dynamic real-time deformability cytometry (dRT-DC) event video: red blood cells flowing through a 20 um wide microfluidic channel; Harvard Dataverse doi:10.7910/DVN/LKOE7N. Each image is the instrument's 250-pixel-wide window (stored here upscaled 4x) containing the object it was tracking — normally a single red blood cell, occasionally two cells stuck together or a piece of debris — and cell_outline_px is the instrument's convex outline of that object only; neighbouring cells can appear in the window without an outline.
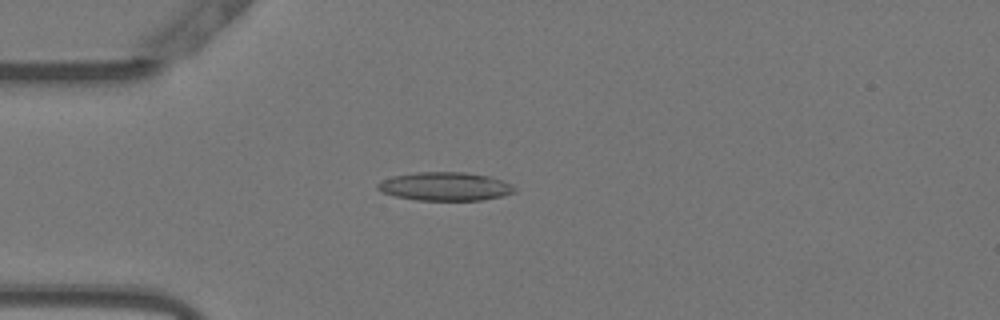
{"species": "Egyptian fruit bat (a non-hibernating species)", "species_latin": "Rousettus aegyptiacus", "temperature_condition": "warm", "stored_images_in_passage": 52, "camera_frame_rate_fps": 3000, "um_per_image_px": 0.085, "animal": {"sex": "female"}, "frame": {"image": 1, "passage_image": 13, "time_ms": 4.0, "image_size_px": [1000, 320], "cell_outline_px": [[516, 192], [504, 196], [480, 200], [416, 200], [396, 196], [384, 192], [376, 188], [376, 184], [392, 176], [416, 172], [464, 172], [488, 176], [512, 184], [516, 188]], "centroid_in_image_um": [37.86, 15.85], "position_along_channel_um": 47.1, "area_um2": 22.66}}
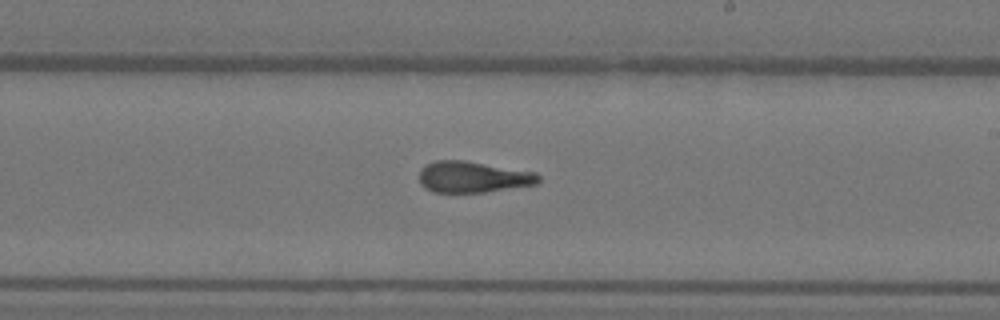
{"frame": {"image": 2, "passage_image": 30, "time_ms": 9.667, "image_size_px": [1000, 320], "cell_outline_px": [[540, 180], [536, 184], [484, 192], [432, 192], [424, 188], [420, 184], [420, 168], [436, 160], [464, 160], [536, 172], [540, 176]], "centroid_in_image_um": [40.19, 15.04], "position_along_channel_um": 248.8, "area_um2": 21.68}}
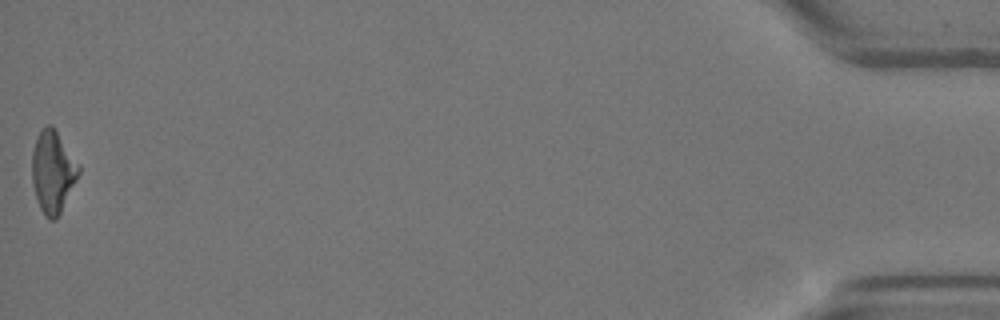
{"frame": {"image": 3, "passage_image": 52, "time_ms": 17.0, "image_size_px": [1000, 320], "cell_outline_px": [[80, 172], [56, 220], [48, 220], [44, 216], [36, 200], [32, 184], [32, 152], [36, 140], [40, 132], [48, 124], [52, 124], [80, 164]], "centroid_in_image_um": [4.49, 14.61], "position_along_channel_um": 430.7, "area_um2": 22.31}, "authors_computed_cell_mechanics": {"area_um2": 22.253, "velocity_mm_per_s": 3.8268, "shape_relaxation_time_tau1_ms": null, "shape_relaxation_time_tau2_ms": 2.3405, "deformation_change_tau1": null, "deformation_change_tau2": 0.1186}}